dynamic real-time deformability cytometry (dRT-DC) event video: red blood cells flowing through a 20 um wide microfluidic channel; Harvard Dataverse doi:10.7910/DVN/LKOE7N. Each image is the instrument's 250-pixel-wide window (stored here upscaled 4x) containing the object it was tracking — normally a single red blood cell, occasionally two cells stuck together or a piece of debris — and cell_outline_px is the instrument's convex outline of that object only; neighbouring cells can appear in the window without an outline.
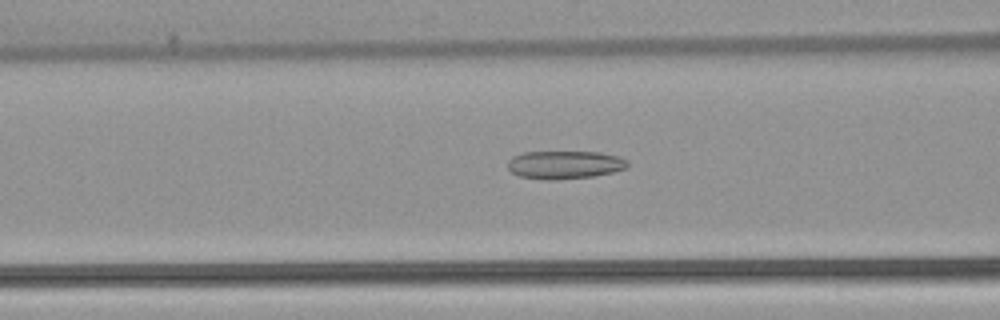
{"species": "common noctule bat (a hibernating species)", "species_latin": "Nyctalus noctula", "temperature_condition": "warm", "stored_images_in_passage": 52, "camera_frame_rate_fps": 3000, "um_per_image_px": 0.085, "animal": {"sex": "female", "body_mass_g": 22.7, "forearm_length_mm": 54.2}, "frame": {"image": 1, "passage_image": 21, "time_ms": 6.667, "image_size_px": [1000, 320], "cell_outline_px": [[628, 168], [612, 172], [592, 176], [556, 180], [544, 180], [520, 176], [512, 172], [508, 168], [508, 160], [512, 156], [524, 152], [600, 152], [620, 156], [628, 160]], "centroid_in_image_um": [48.01, 14.0], "position_along_channel_um": 118.6, "area_um2": 19.77}}
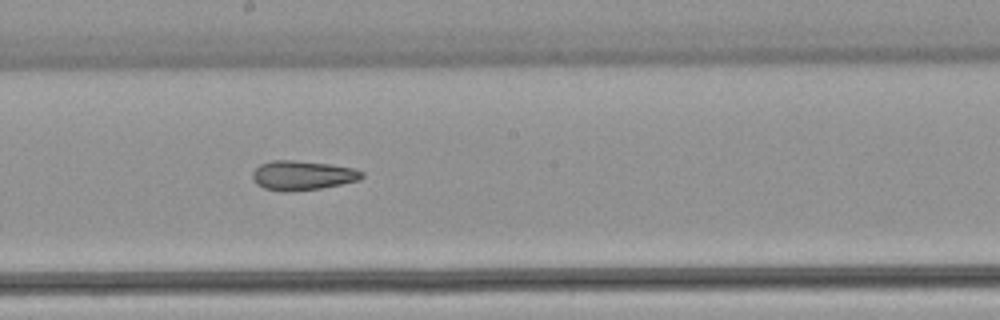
{"frame": {"image": 2, "passage_image": 29, "time_ms": 9.333, "image_size_px": [1000, 320], "cell_outline_px": [[364, 176], [360, 180], [320, 188], [264, 188], [256, 184], [252, 176], [252, 172], [260, 164], [272, 160], [292, 160], [328, 164], [352, 168], [364, 172]], "centroid_in_image_um": [25.74, 14.85], "position_along_channel_um": 222.5, "area_um2": 17.8}}
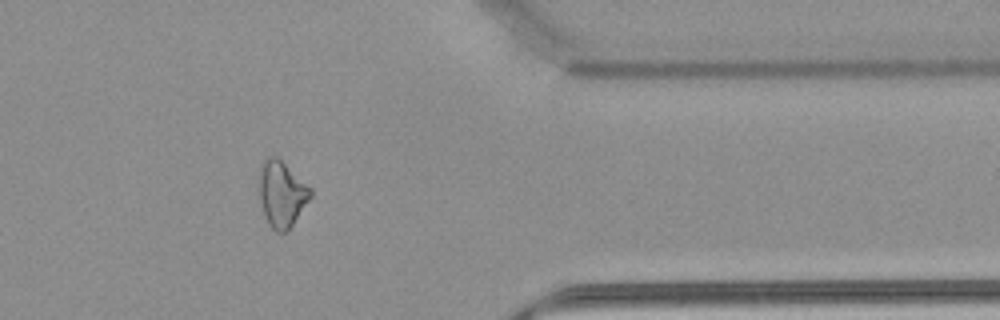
{"frame": {"image": 3, "passage_image": 43, "time_ms": 14.0, "image_size_px": [1000, 320], "cell_outline_px": [[312, 196], [288, 232], [276, 232], [268, 224], [264, 216], [260, 200], [260, 164], [268, 156], [276, 156], [312, 188]], "centroid_in_image_um": [23.96, 16.51], "position_along_channel_um": 387.4, "area_um2": 19.77}, "authors_computed_cell_mechanics": {"area_um2": 21.0392, "velocity_mm_per_s": 3.8976, "shape_relaxation_time_tau1_ms": null, "shape_relaxation_time_tau2_ms": 4.3172, "deformation_change_tau1": null, "deformation_change_tau2": 0.1299}}